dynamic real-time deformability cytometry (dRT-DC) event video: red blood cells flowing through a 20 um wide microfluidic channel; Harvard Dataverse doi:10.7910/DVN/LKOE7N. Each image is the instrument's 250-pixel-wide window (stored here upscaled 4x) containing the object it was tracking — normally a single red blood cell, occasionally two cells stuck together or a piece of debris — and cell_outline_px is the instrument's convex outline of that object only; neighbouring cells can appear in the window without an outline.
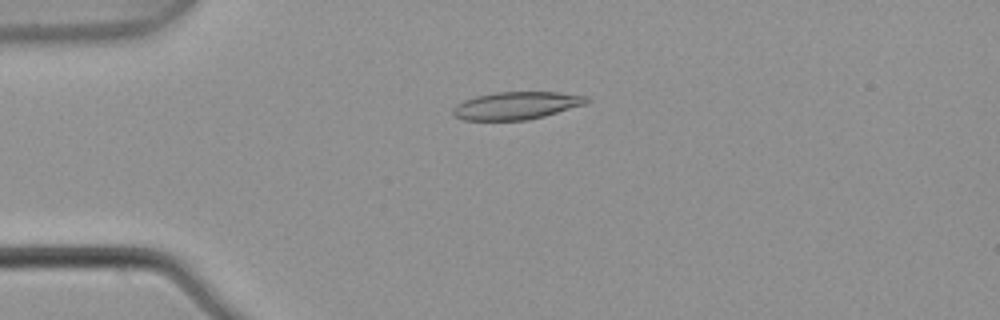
{"species": "common noctule bat (a hibernating species)", "species_latin": "Nyctalus noctula", "temperature_condition": "warm", "stored_images_in_passage": 7, "camera_frame_rate_fps": 3000, "um_per_image_px": 0.085, "animal": {"sex": "male", "body_mass_g": 21.5, "forearm_length_mm": 52.0}, "frame": {"image": 1, "passage_image": 4, "time_ms": 1.0, "image_size_px": [1000, 320], "cell_outline_px": [[592, 100], [584, 104], [544, 116], [528, 120], [464, 120], [456, 116], [452, 112], [452, 108], [456, 104], [464, 100], [476, 96], [496, 92], [556, 92], [588, 96]], "centroid_in_image_um": [43.89, 8.97], "position_along_channel_um": 41.1, "area_um2": 21.44}}
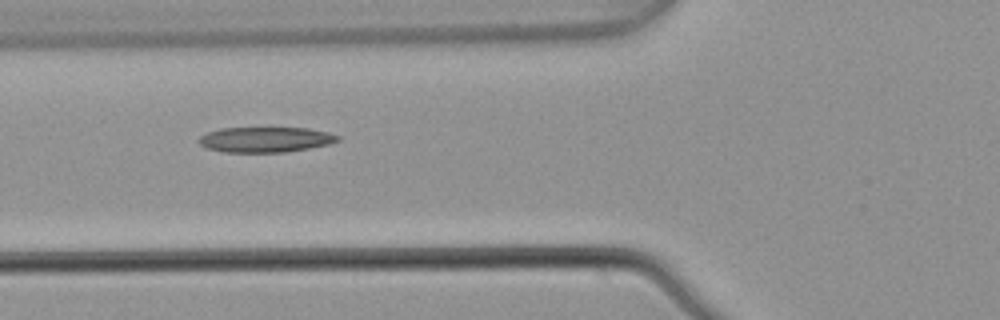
{"frame": {"image": 2, "passage_image": 6, "time_ms": 1.667, "image_size_px": [1000, 320], "cell_outline_px": [[340, 140], [328, 144], [308, 148], [284, 152], [224, 152], [208, 148], [200, 144], [196, 140], [200, 136], [208, 132], [220, 128], [308, 128], [328, 132], [340, 136]], "centroid_in_image_um": [22.55, 11.86], "position_along_channel_um": 103.3, "area_um2": 20.4}}
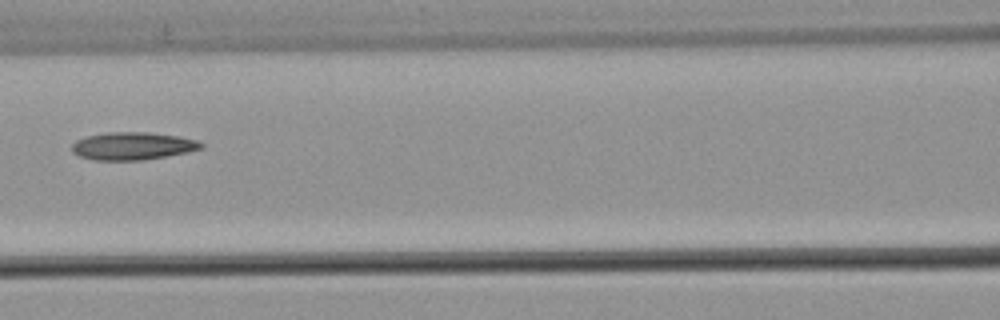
{"frame": {"image": 3, "passage_image": 7, "time_ms": 2.0, "image_size_px": [1000, 320], "cell_outline_px": [[204, 148], [188, 152], [140, 160], [92, 160], [80, 156], [72, 152], [72, 144], [76, 140], [88, 136], [104, 132], [148, 132], [180, 136], [196, 140], [204, 144]], "centroid_in_image_um": [11.28, 12.4], "position_along_channel_um": 155.3, "area_um2": 20.87}}